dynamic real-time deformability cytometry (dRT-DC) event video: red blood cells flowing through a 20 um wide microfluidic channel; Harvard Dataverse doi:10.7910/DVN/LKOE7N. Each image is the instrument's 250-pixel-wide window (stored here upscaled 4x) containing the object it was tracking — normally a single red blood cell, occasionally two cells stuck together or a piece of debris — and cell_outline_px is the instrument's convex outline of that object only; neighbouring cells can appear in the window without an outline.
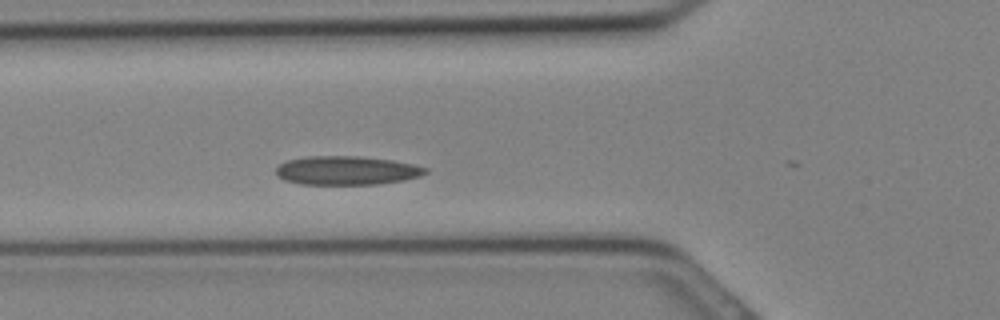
{"species": "Egyptian fruit bat (a non-hibernating species)", "species_latin": "Rousettus aegyptiacus", "temperature_condition": "cold", "stored_images_in_passage": 12, "camera_frame_rate_fps": 3000, "um_per_image_px": 0.085, "animal": {"sex": "female"}, "frame": {"image": 1, "passage_image": 5, "time_ms": 1.333, "image_size_px": [1000, 320], "cell_outline_px": [[428, 172], [420, 176], [404, 180], [376, 184], [300, 184], [284, 180], [276, 176], [276, 168], [280, 164], [288, 160], [308, 156], [356, 156], [392, 160], [412, 164], [428, 168]], "centroid_in_image_um": [29.45, 14.49], "position_along_channel_um": 96.3, "area_um2": 25.03}}
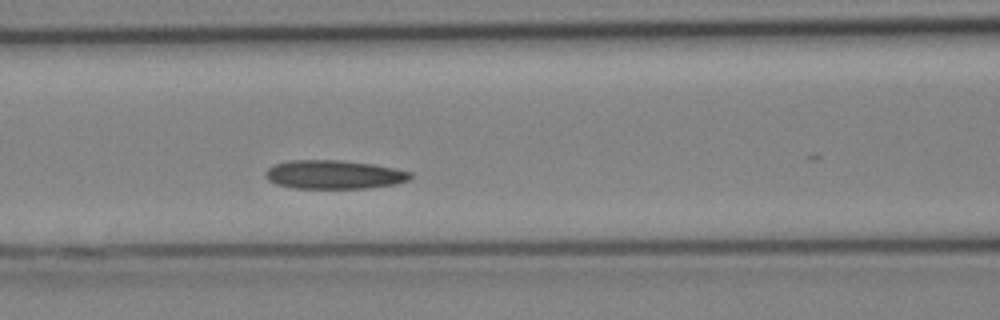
{"frame": {"image": 2, "passage_image": 7, "time_ms": 2.0, "image_size_px": [1000, 320], "cell_outline_px": [[412, 176], [408, 180], [396, 184], [368, 188], [296, 188], [276, 184], [268, 180], [264, 176], [268, 168], [272, 164], [288, 160], [340, 160], [372, 164], [396, 168], [412, 172]], "centroid_in_image_um": [28.38, 14.83], "position_along_channel_um": 138.2, "area_um2": 24.39}}
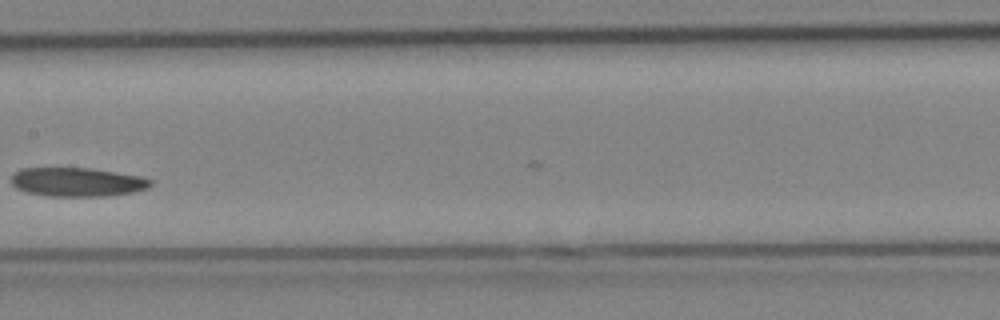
{"frame": {"image": 3, "passage_image": 10, "time_ms": 3.0, "image_size_px": [1000, 320], "cell_outline_px": [[152, 184], [148, 188], [132, 192], [104, 196], [48, 196], [28, 192], [16, 188], [12, 184], [12, 172], [20, 168], [92, 168], [140, 176], [152, 180]], "centroid_in_image_um": [6.54, 15.46], "position_along_channel_um": 200.9, "area_um2": 23.47}}